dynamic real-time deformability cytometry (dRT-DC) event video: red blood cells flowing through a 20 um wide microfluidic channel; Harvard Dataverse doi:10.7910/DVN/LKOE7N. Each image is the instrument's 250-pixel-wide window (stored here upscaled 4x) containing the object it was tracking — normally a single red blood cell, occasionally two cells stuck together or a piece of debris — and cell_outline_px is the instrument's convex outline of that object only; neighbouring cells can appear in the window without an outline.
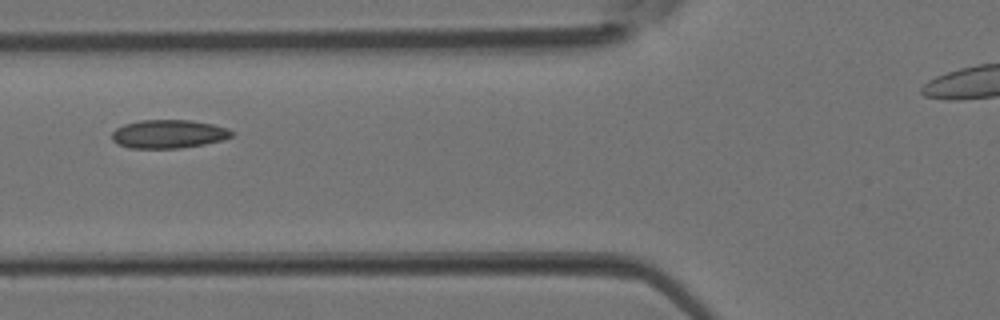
{"species": "Egyptian fruit bat (a non-hibernating species)", "species_latin": "Rousettus aegyptiacus", "temperature_condition": "room temperature", "stored_images_in_passage": 4, "camera_frame_rate_fps": 3000, "um_per_image_px": 0.085, "animal": {"sex": "female"}, "frame": {"image": 1, "passage_image": 4, "time_ms": 1.0, "image_size_px": [1000, 320], "cell_outline_px": [[232, 136], [224, 140], [204, 144], [180, 148], [128, 148], [116, 144], [112, 140], [112, 132], [116, 128], [124, 124], [140, 120], [192, 120], [212, 124], [228, 128], [232, 132]], "centroid_in_image_um": [14.3, 11.39], "position_along_channel_um": 111.5, "area_um2": 20.0}}